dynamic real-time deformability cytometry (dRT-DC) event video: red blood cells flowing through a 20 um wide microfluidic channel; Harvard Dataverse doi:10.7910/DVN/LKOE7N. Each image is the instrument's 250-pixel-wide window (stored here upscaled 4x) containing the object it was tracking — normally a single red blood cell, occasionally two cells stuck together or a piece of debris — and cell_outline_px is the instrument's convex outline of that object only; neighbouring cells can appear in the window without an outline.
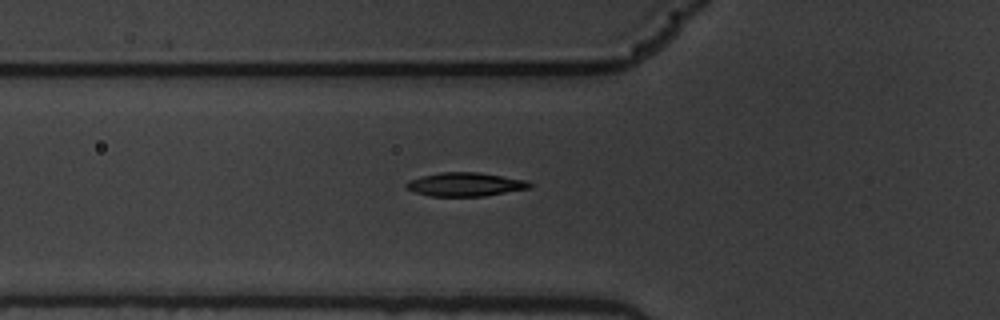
{"species": "common noctule bat (a hibernating species)", "species_latin": "Nyctalus noctula", "temperature_condition": "warm", "stored_images_in_passage": 40, "camera_frame_rate_fps": 3000, "um_per_image_px": 0.085, "animal": {"sex": "male", "body_mass_g": 19.5, "forearm_length_mm": 54.6}, "frame": {"image": 1, "passage_image": 2, "time_ms": 0.333, "image_size_px": [1000, 320], "cell_outline_px": [[532, 188], [484, 196], [428, 196], [404, 188], [404, 184], [408, 180], [420, 176], [440, 172], [480, 172], [528, 180], [532, 184]], "centroid_in_image_um": [39.54, 15.67], "position_along_channel_um": 86.3, "area_um2": 17.34}}
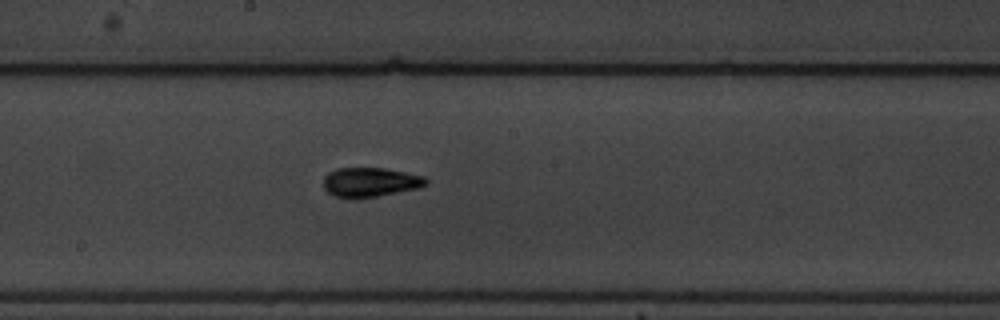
{"frame": {"image": 2, "passage_image": 13, "time_ms": 4.0, "image_size_px": [1000, 320], "cell_outline_px": [[428, 184], [420, 188], [356, 200], [336, 196], [328, 192], [324, 188], [324, 176], [328, 172], [336, 168], [384, 168], [424, 176], [428, 180]], "centroid_in_image_um": [31.47, 15.5], "position_along_channel_um": 216.7, "area_um2": 17.8}}
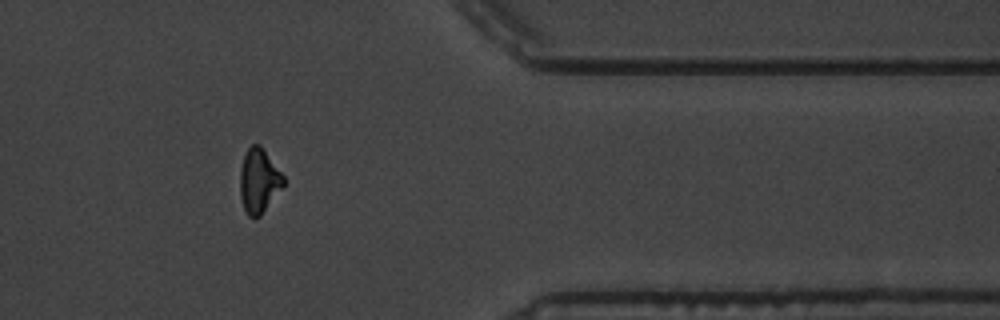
{"frame": {"image": 3, "passage_image": 29, "time_ms": 9.333, "image_size_px": [1000, 320], "cell_outline_px": [[284, 184], [260, 216], [248, 216], [244, 208], [240, 196], [240, 172], [244, 152], [252, 144], [260, 144], [284, 176]], "centroid_in_image_um": [21.99, 15.33], "position_along_channel_um": 389.4, "area_um2": 16.07}}